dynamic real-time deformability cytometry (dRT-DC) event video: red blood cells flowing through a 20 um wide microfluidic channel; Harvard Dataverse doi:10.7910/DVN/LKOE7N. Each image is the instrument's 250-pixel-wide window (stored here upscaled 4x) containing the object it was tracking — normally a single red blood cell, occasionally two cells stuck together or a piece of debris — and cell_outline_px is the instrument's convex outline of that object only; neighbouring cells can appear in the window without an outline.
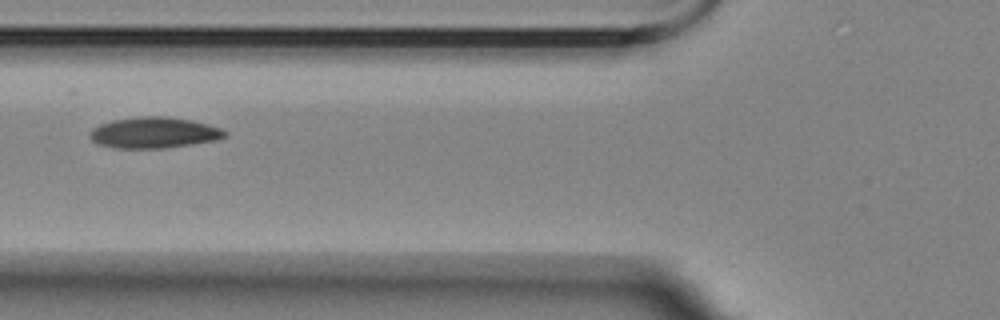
{"species": "Egyptian fruit bat (a non-hibernating species)", "species_latin": "Rousettus aegyptiacus", "temperature_condition": "room temperature", "stored_images_in_passage": 6, "camera_frame_rate_fps": 3000, "um_per_image_px": 0.085, "animal": {"sex": "female"}, "frame": {"image": 1, "passage_image": 2, "time_ms": 1.333, "image_size_px": [1000, 320], "cell_outline_px": [[228, 136], [216, 140], [192, 144], [164, 148], [112, 148], [100, 144], [92, 140], [88, 136], [92, 128], [100, 124], [112, 120], [140, 116], [164, 116], [192, 120], [220, 128], [228, 132]], "centroid_in_image_um": [13.08, 11.27], "position_along_channel_um": 112.7, "area_um2": 24.45}}
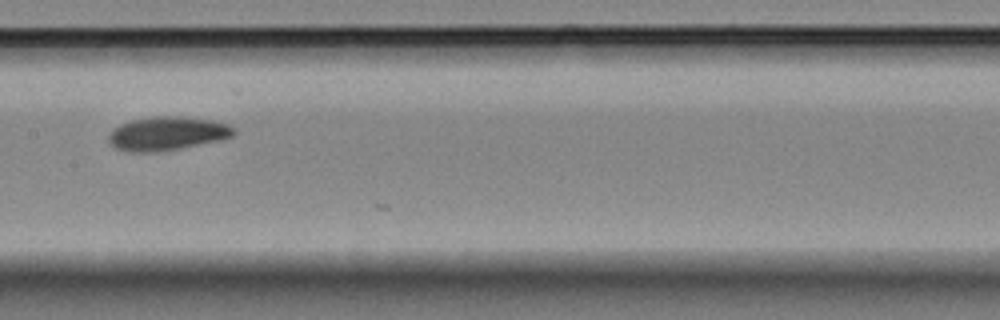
{"frame": {"image": 2, "passage_image": 4, "time_ms": 3.667, "image_size_px": [1000, 320], "cell_outline_px": [[236, 132], [232, 136], [216, 140], [180, 148], [152, 152], [132, 152], [116, 148], [108, 140], [108, 136], [112, 128], [120, 124], [132, 120], [152, 116], [180, 116], [212, 120], [228, 124]], "centroid_in_image_um": [14.16, 11.33], "position_along_channel_um": 193.2, "area_um2": 24.28}}
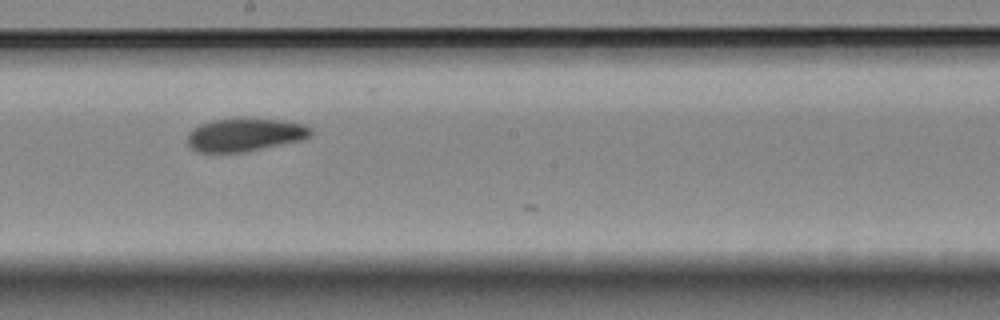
{"frame": {"image": 3, "passage_image": 5, "time_ms": 4.667, "image_size_px": [1000, 320], "cell_outline_px": [[312, 136], [304, 140], [244, 152], [200, 152], [192, 148], [188, 144], [188, 136], [200, 124], [212, 120], [240, 116], [248, 116], [284, 120], [304, 124], [312, 128]], "centroid_in_image_um": [20.91, 11.41], "position_along_channel_um": 227.3, "area_um2": 24.45}}